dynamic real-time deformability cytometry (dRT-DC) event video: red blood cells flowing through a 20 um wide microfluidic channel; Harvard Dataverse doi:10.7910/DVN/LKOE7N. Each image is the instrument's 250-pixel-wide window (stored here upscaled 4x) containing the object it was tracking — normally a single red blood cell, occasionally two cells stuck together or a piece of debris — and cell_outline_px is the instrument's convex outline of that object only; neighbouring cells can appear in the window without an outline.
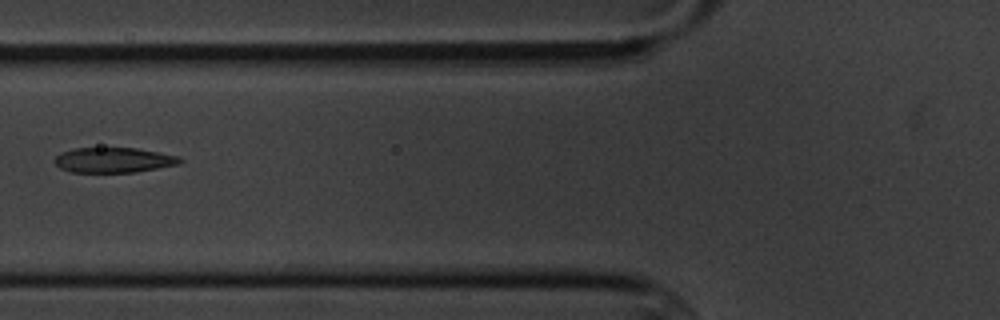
{"species": "common noctule bat (a hibernating species)", "species_latin": "Nyctalus noctula", "temperature_condition": "cold", "stored_images_in_passage": 16, "camera_frame_rate_fps": 3000, "um_per_image_px": 0.085, "animal": {"sex": "male", "body_mass_g": 20.1, "forearm_length_mm": 53.5}, "frame": {"image": 1, "passage_image": 7, "time_ms": 8.0, "image_size_px": [1000, 320], "cell_outline_px": [[184, 160], [180, 164], [136, 172], [72, 172], [60, 168], [52, 160], [60, 152], [72, 148], [136, 148], [180, 156]], "centroid_in_image_um": [9.66, 13.6], "position_along_channel_um": 116.1, "area_um2": 18.5}}
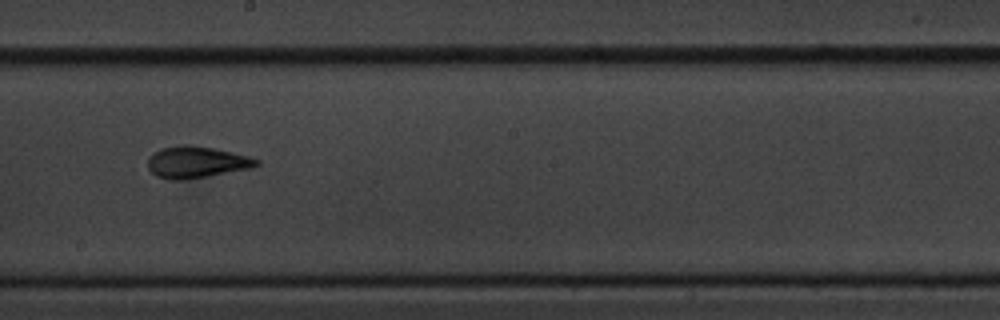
{"frame": {"image": 2, "passage_image": 10, "time_ms": 11.333, "image_size_px": [1000, 320], "cell_outline_px": [[260, 164], [248, 168], [208, 176], [184, 180], [168, 180], [156, 176], [148, 168], [148, 156], [152, 152], [160, 148], [180, 144], [188, 144], [212, 148], [232, 152], [248, 156], [260, 160]], "centroid_in_image_um": [16.63, 13.77], "position_along_channel_um": 231.6, "area_um2": 20.11}, "authors_computed_cell_mechanics": {"area_um2": 19.9988, "velocity_mm_per_s": 3.4391, "shape_relaxation_time_tau1_ms": 6.1828, "shape_relaxation_time_tau2_ms": 2.675, "deformation_change_tau1": 0.2045, "deformation_change_tau2": 0.1074}}